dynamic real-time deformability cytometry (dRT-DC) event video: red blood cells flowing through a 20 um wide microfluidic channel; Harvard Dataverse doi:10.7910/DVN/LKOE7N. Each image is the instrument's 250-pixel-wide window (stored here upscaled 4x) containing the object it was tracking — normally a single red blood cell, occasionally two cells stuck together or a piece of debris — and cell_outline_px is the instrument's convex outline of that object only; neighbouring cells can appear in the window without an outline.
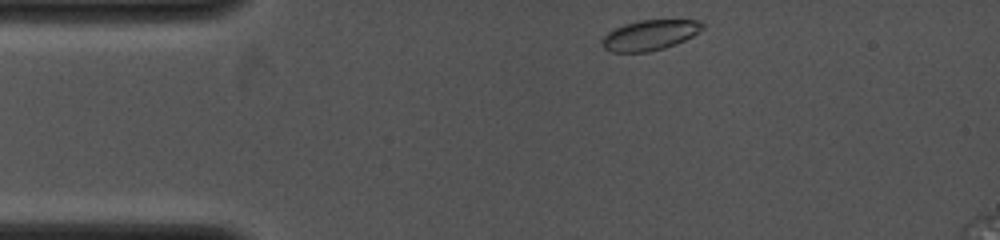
{"species": "common noctule bat (a hibernating species)", "species_latin": "Nyctalus noctula", "temperature_condition": "cold", "stored_images_in_passage": 9, "camera_frame_rate_fps": 4000, "um_per_image_px": 0.085, "animal": {"sex": "female", "body_mass_g": 19.0, "forearm_length_mm": 53.3}, "frame": {"image": 1, "passage_image": 1, "time_ms": 0.0, "image_size_px": [1000, 240], "cell_outline_px": [[704, 28], [692, 36], [676, 44], [664, 48], [648, 52], [612, 52], [604, 48], [600, 40], [608, 32], [624, 24], [640, 20], [700, 20], [704, 24]], "centroid_in_image_um": [55.23, 2.98], "position_along_channel_um": 29.8, "area_um2": 17.69}}